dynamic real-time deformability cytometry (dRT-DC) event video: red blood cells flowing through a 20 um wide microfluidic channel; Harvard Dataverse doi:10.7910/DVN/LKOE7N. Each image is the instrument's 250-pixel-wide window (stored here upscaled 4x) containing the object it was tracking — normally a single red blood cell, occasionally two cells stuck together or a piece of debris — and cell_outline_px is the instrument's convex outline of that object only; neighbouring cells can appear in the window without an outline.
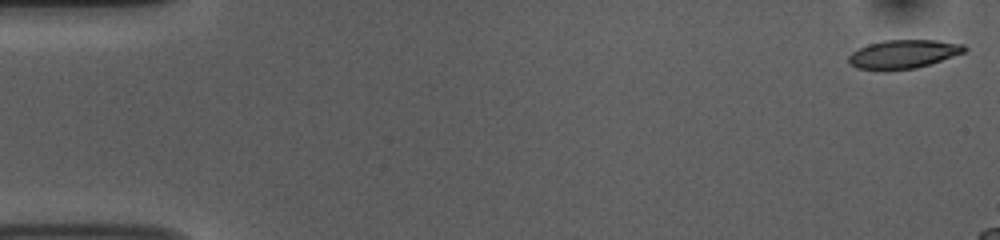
{"species": "common noctule bat (a hibernating species)", "species_latin": "Nyctalus noctula", "temperature_condition": "room temperature", "stored_images_in_passage": 47, "camera_frame_rate_fps": 3000, "um_per_image_px": 0.085, "animal": {"sex": "female", "body_mass_g": 10.0, "forearm_length_mm": 53.1}, "frame": {"image": 1, "passage_image": 1, "time_ms": 0.0, "image_size_px": [1000, 240], "cell_outline_px": [[968, 48], [964, 52], [916, 68], [884, 72], [856, 68], [848, 64], [848, 56], [852, 52], [868, 44], [884, 40], [936, 40], [964, 44]], "centroid_in_image_um": [76.72, 4.62], "position_along_channel_um": 8.3, "area_um2": 19.59}}
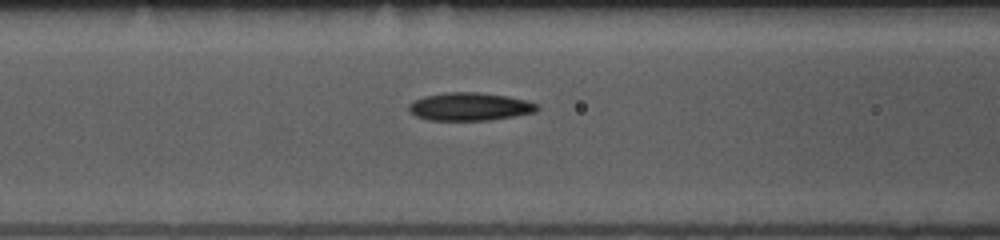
{"frame": {"image": 2, "passage_image": 21, "time_ms": 6.667, "image_size_px": [1000, 240], "cell_outline_px": [[540, 108], [536, 112], [488, 120], [428, 120], [416, 116], [408, 112], [408, 104], [424, 96], [448, 92], [480, 92], [508, 96], [528, 100], [536, 104]], "centroid_in_image_um": [39.92, 9.06], "position_along_channel_um": 126.7, "area_um2": 20.98}}
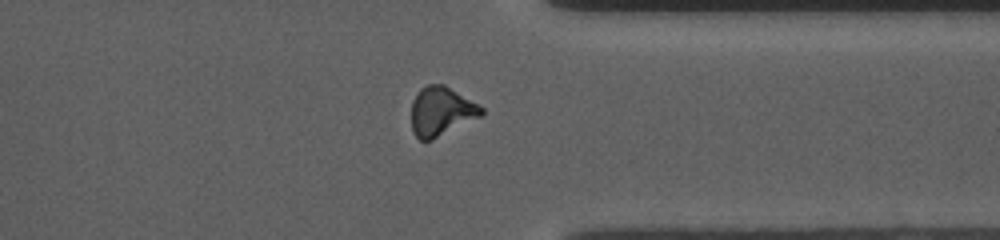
{"frame": {"image": 3, "passage_image": 41, "time_ms": 13.333, "image_size_px": [1000, 240], "cell_outline_px": [[484, 116], [432, 140], [420, 140], [412, 132], [412, 100], [420, 88], [428, 84], [444, 84], [480, 104], [484, 108]], "centroid_in_image_um": [37.55, 9.46], "position_along_channel_um": 373.9, "area_um2": 20.46}, "authors_computed_cell_mechanics": {"area_um2": 19.9988, "velocity_mm_per_s": 3.7545, "shape_relaxation_time_tau1_ms": 3.4464, "shape_relaxation_time_tau2_ms": 4.6703, "deformation_change_tau1": 0.127, "deformation_change_tau2": 0.132}}